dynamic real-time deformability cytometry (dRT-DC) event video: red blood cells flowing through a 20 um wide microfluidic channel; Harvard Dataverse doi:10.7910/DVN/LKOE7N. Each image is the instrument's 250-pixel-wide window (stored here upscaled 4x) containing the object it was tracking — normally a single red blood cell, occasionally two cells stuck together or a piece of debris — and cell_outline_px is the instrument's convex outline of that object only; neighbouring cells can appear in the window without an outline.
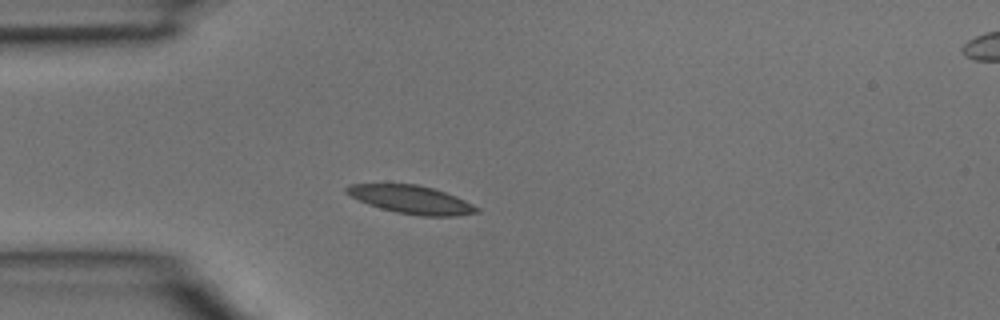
{"species": "common noctule bat (a hibernating species)", "species_latin": "Nyctalus noctula", "temperature_condition": "room temperature", "stored_images_in_passage": 3, "segment_of_instrument_passage": [1, 2], "camera_frame_rate_fps": 3000, "um_per_image_px": 0.085, "animal": {"sex": "male", "body_mass_g": 15.6}, "frame": {"image": 1, "passage_image": 2, "time_ms": 0.333, "image_size_px": [1000, 320], "cell_outline_px": [[480, 212], [456, 216], [420, 216], [396, 212], [380, 208], [368, 204], [344, 192], [344, 188], [352, 184], [416, 184], [432, 188], [456, 196], [480, 208]], "centroid_in_image_um": [34.98, 16.97], "position_along_channel_um": 50.0, "area_um2": 21.21}}